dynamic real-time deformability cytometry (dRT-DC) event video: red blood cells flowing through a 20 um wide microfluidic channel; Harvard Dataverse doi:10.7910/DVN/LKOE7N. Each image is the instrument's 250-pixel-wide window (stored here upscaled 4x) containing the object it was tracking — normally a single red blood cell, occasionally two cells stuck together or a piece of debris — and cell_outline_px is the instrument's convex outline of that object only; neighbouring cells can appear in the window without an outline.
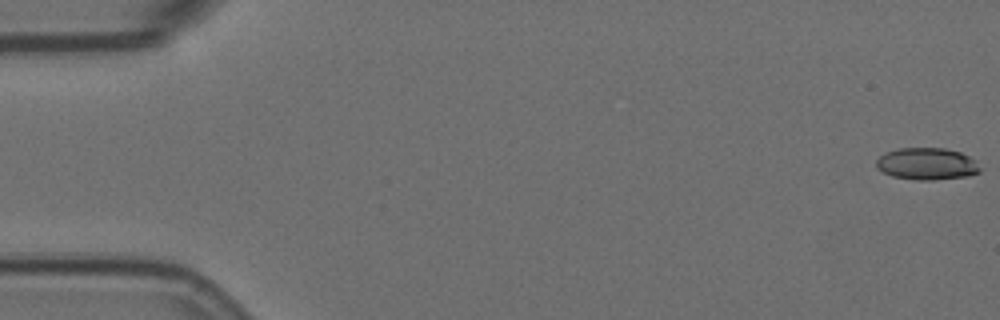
{"species": "Egyptian fruit bat (a non-hibernating species)", "species_latin": "Rousettus aegyptiacus", "temperature_condition": "room temperature", "stored_images_in_passage": 6, "segment_of_instrument_passage": [1, 2], "camera_frame_rate_fps": 3000, "um_per_image_px": 0.085, "animal": {"sex": "female"}, "frame": {"image": 1, "passage_image": 1, "time_ms": 0.0, "image_size_px": [1000, 320], "cell_outline_px": [[980, 172], [968, 176], [932, 180], [916, 180], [892, 176], [876, 168], [876, 160], [884, 152], [900, 148], [944, 148], [960, 152], [976, 160], [980, 168]], "centroid_in_image_um": [78.78, 13.92], "position_along_channel_um": 6.2, "area_um2": 19.42}}
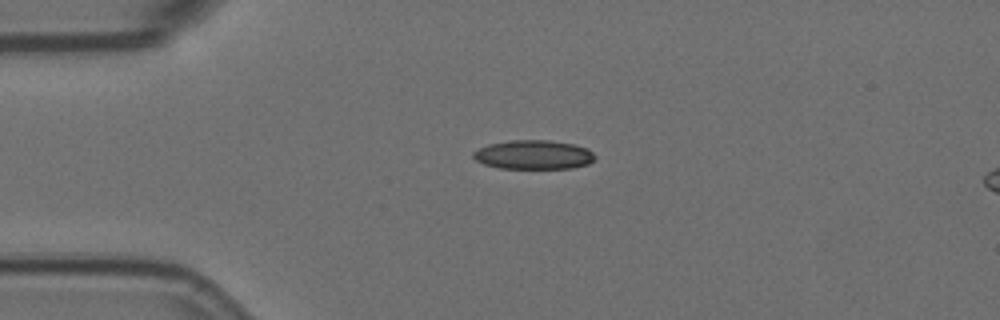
{"frame": {"image": 2, "passage_image": 4, "time_ms": 1.0, "image_size_px": [1000, 320], "cell_outline_px": [[596, 156], [588, 164], [572, 168], [500, 168], [484, 164], [476, 160], [472, 156], [472, 152], [488, 144], [512, 140], [548, 140], [572, 144], [588, 148]], "centroid_in_image_um": [45.34, 13.15], "position_along_channel_um": 39.7, "area_um2": 20.52}}